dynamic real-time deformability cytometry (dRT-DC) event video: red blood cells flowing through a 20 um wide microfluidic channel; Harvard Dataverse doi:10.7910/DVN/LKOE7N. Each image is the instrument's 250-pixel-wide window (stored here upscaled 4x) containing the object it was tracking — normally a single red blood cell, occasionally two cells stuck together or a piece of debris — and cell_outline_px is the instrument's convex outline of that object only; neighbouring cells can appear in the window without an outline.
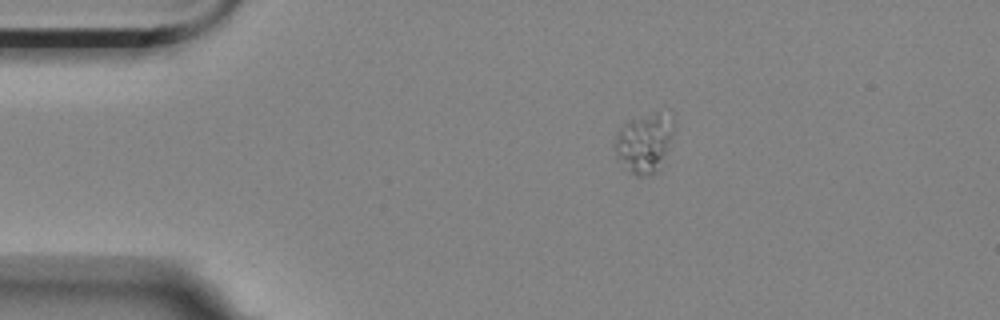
{"species": "Egyptian fruit bat (a non-hibernating species)", "species_latin": "Rousettus aegyptiacus", "temperature_condition": "room temperature", "stored_images_in_passage": 50, "camera_frame_rate_fps": 3000, "um_per_image_px": 0.085, "animal": {"sex": "female"}, "frame": {"image": 1, "passage_image": 1, "time_ms": 0.0, "image_size_px": [1000, 320], "cell_outline_px": [[672, 132], [660, 172], [644, 176], [640, 176], [632, 172], [616, 156], [612, 144], [620, 128], [624, 124], [632, 120], [656, 112], [672, 120]], "centroid_in_image_um": [54.73, 12.2], "position_along_channel_um": 30.3, "area_um2": 19.65}}
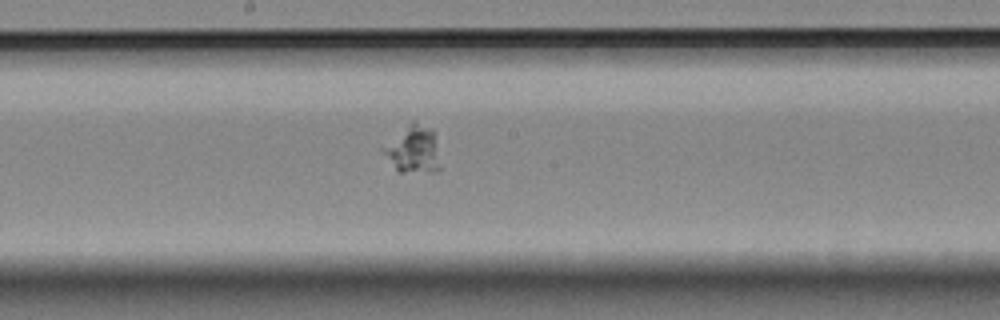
{"frame": {"image": 2, "passage_image": 22, "time_ms": 7.0, "image_size_px": [1000, 320], "cell_outline_px": [[440, 172], [396, 172], [380, 152], [380, 148], [412, 120], [416, 120], [432, 128], [440, 168]], "centroid_in_image_um": [35.06, 12.72], "position_along_channel_um": 213.1, "area_um2": 16.07}}
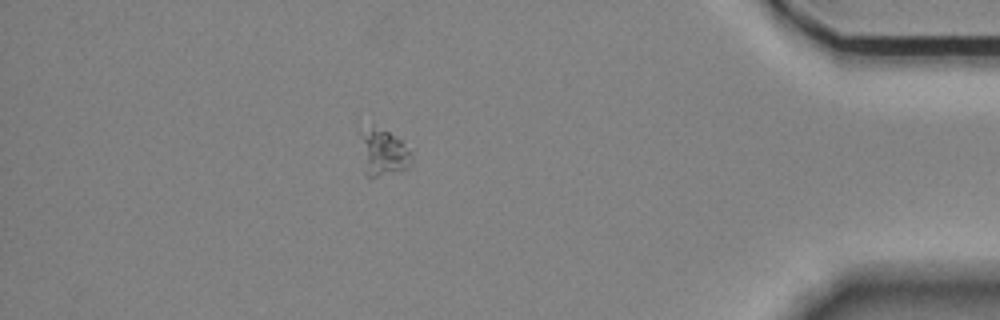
{"frame": {"image": 3, "passage_image": 43, "time_ms": 14.0, "image_size_px": [1000, 320], "cell_outline_px": [[412, 156], [408, 168], [376, 176], [364, 176], [360, 132], [372, 124], [388, 132], [400, 140], [412, 152]], "centroid_in_image_um": [32.54, 12.94], "position_along_channel_um": 402.7, "area_um2": 13.81}}